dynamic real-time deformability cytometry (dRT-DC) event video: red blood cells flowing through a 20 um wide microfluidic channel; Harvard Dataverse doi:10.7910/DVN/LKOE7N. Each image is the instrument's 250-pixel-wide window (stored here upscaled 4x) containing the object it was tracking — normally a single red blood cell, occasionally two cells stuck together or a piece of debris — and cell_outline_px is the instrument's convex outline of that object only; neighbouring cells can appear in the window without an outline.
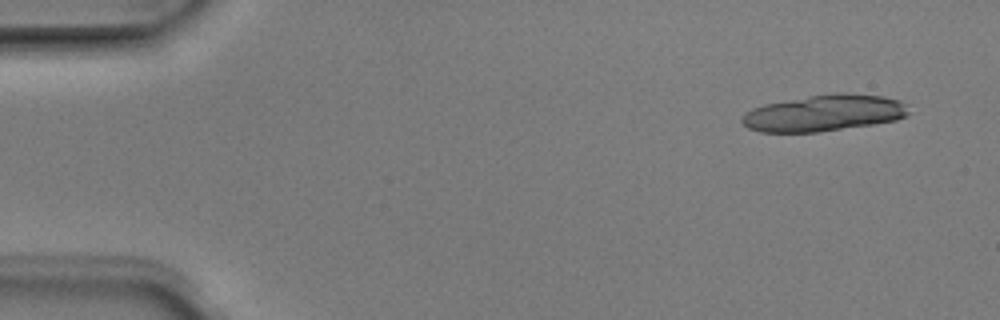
{"species": "Egyptian fruit bat (a non-hibernating species)", "species_latin": "Rousettus aegyptiacus", "temperature_condition": "room temperature", "stored_images_in_passage": 6, "camera_frame_rate_fps": 3000, "um_per_image_px": 0.085, "animal": {"sex": "male"}, "frame": {"image": 1, "passage_image": 1, "time_ms": 0.0, "image_size_px": [1000, 320], "cell_outline_px": [[912, 112], [908, 116], [896, 120], [872, 124], [816, 132], [760, 132], [748, 128], [740, 120], [752, 108], [764, 104], [836, 92], [844, 92], [884, 96], [900, 100], [908, 104]], "centroid_in_image_um": [70.13, 9.6], "position_along_channel_um": 14.9, "area_um2": 35.43}}
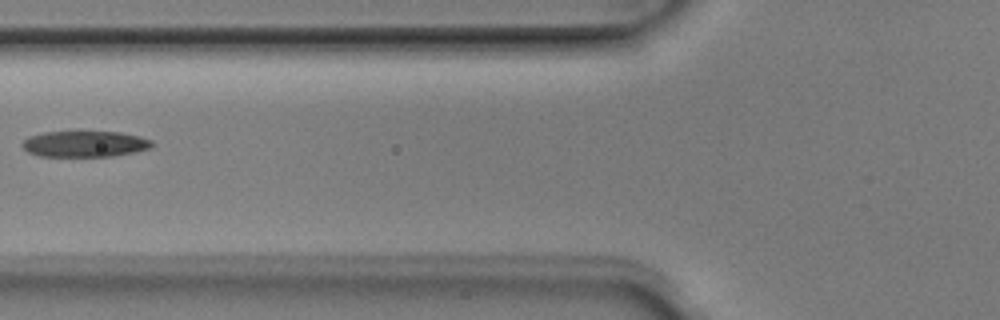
{"frame": {"image": 2, "passage_image": 5, "time_ms": 1.333, "image_size_px": [1000, 320], "cell_outline_px": [[152, 148], [136, 152], [112, 156], [40, 156], [28, 152], [20, 144], [28, 136], [44, 132], [76, 128], [120, 132], [140, 136], [152, 140]], "centroid_in_image_um": [7.2, 12.17], "position_along_channel_um": 118.6, "area_um2": 20.81}}
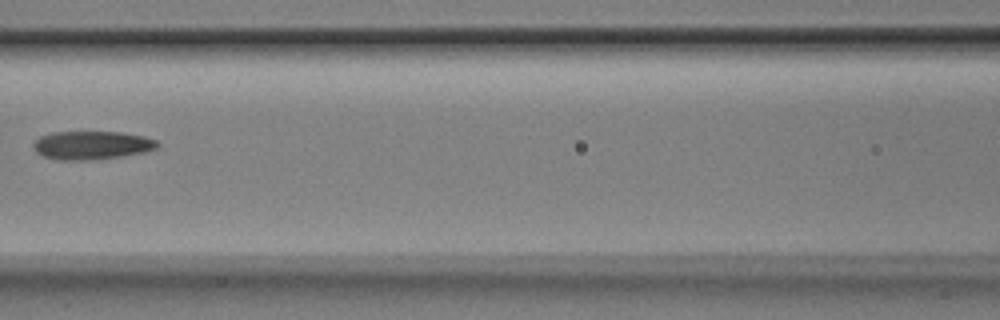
{"frame": {"image": 3, "passage_image": 6, "time_ms": 1.667, "image_size_px": [1000, 320], "cell_outline_px": [[160, 144], [156, 148], [144, 152], [120, 156], [92, 160], [56, 160], [44, 156], [36, 152], [32, 148], [32, 144], [40, 136], [52, 132], [120, 132], [144, 136], [156, 140]], "centroid_in_image_um": [7.77, 12.34], "position_along_channel_um": 158.8, "area_um2": 20.58}}